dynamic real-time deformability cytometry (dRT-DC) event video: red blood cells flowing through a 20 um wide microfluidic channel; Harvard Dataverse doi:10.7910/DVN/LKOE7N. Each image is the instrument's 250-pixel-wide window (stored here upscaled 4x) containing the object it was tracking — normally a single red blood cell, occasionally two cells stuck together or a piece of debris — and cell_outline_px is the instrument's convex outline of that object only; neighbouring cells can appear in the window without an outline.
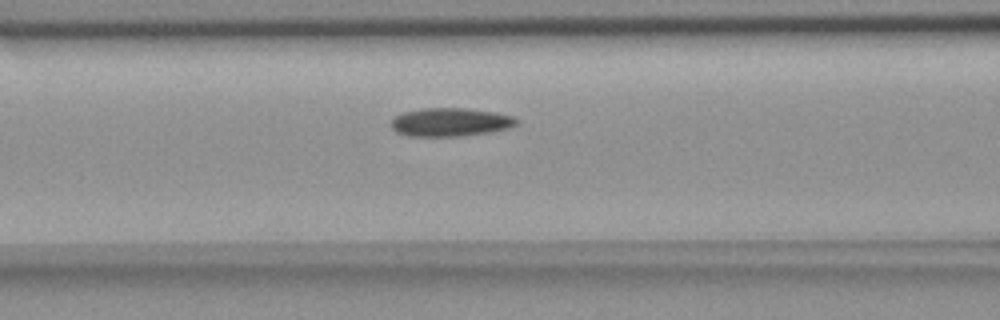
{"species": "common noctule bat (a hibernating species)", "species_latin": "Nyctalus noctula", "temperature_condition": "room temperature", "stored_images_in_passage": 14, "camera_frame_rate_fps": 3000, "um_per_image_px": 0.085, "animal": {"sex": "female", "body_mass_g": 18.4}, "frame": {"image": 1, "passage_image": 12, "time_ms": 3.667, "image_size_px": [1000, 320], "cell_outline_px": [[520, 124], [512, 128], [464, 136], [408, 136], [396, 132], [388, 124], [396, 116], [404, 112], [424, 108], [464, 108], [496, 112], [512, 116]], "centroid_in_image_um": [38.29, 10.39], "position_along_channel_um": 128.3, "area_um2": 20.92}}